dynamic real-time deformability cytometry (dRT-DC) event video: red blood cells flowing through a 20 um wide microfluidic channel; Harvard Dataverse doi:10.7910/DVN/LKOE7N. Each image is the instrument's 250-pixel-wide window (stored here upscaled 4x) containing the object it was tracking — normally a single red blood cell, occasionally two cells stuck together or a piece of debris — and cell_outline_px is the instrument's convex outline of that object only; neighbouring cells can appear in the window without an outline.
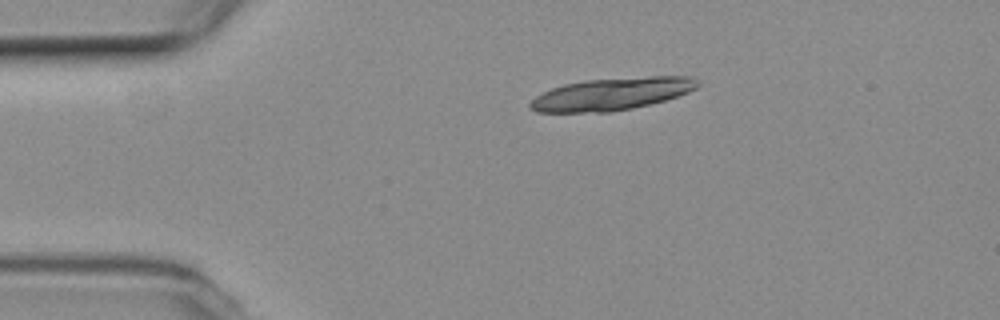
{"species": "common noctule bat (a hibernating species)", "species_latin": "Nyctalus noctula", "temperature_condition": "room temperature", "stored_images_in_passage": 4, "camera_frame_rate_fps": 3000, "um_per_image_px": 0.085, "animal": {"sex": "female", "body_mass_g": 19.3, "forearm_length_mm": 54.1}, "frame": {"image": 1, "passage_image": 4, "time_ms": 1.0, "image_size_px": [1000, 320], "cell_outline_px": [[700, 84], [696, 88], [688, 92], [664, 100], [632, 108], [612, 112], [536, 112], [528, 108], [528, 104], [536, 96], [552, 88], [564, 84], [584, 80], [652, 76], [688, 76], [700, 80]], "centroid_in_image_um": [51.98, 7.98], "position_along_channel_um": 33.0, "area_um2": 31.56}}